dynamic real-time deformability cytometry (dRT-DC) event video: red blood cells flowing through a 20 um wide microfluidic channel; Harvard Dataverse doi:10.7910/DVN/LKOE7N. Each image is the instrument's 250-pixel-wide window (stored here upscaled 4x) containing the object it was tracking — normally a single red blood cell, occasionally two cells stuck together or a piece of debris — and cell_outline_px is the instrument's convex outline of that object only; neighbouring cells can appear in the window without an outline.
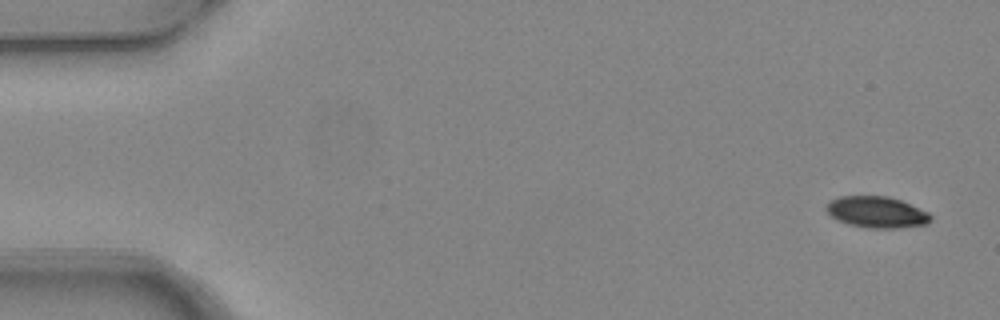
{"species": "common noctule bat (a hibernating species)", "species_latin": "Nyctalus noctula", "temperature_condition": "warm", "stored_images_in_passage": 5, "camera_frame_rate_fps": 3000, "um_per_image_px": 0.085, "animal": {"sex": "female", "body_mass_g": 24.6, "forearm_length_mm": 56.2}, "frame": {"image": 1, "passage_image": 1, "time_ms": 0.0, "image_size_px": [1000, 320], "cell_outline_px": [[932, 220], [928, 224], [900, 228], [868, 228], [848, 224], [836, 220], [824, 208], [832, 200], [840, 196], [888, 196], [900, 200], [928, 212], [932, 216]], "centroid_in_image_um": [74.54, 18.04], "position_along_channel_um": 10.5, "area_um2": 19.07}}
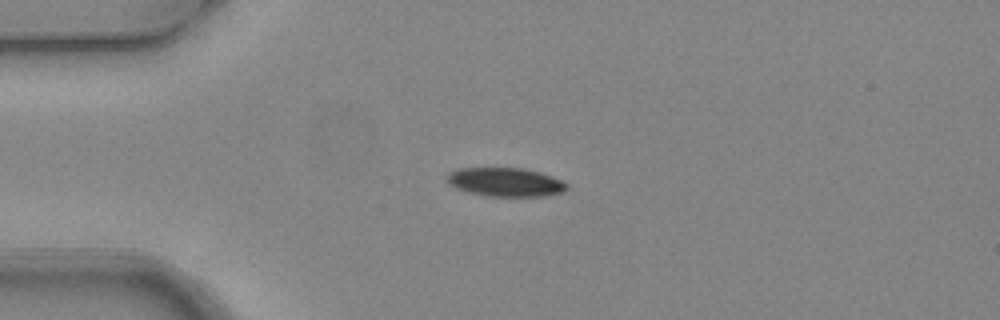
{"frame": {"image": 2, "passage_image": 4, "time_ms": 1.0, "image_size_px": [1000, 320], "cell_outline_px": [[568, 188], [560, 192], [544, 196], [484, 196], [468, 192], [456, 188], [448, 184], [448, 172], [456, 168], [524, 168], [540, 172], [552, 176], [568, 184]], "centroid_in_image_um": [42.93, 15.47], "position_along_channel_um": 42.1, "area_um2": 20.11}}